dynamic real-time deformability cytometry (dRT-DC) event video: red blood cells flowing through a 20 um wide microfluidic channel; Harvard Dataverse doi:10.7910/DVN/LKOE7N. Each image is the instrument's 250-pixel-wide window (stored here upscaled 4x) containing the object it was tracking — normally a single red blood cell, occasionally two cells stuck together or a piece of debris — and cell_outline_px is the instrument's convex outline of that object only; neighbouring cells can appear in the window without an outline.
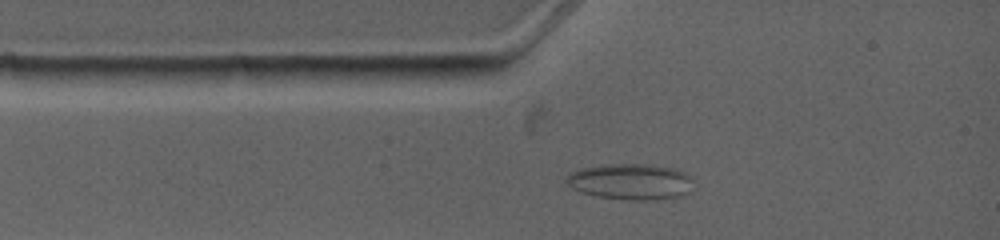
{"species": "common noctule bat (a hibernating species)", "species_latin": "Nyctalus noctula", "temperature_condition": "warm", "stored_images_in_passage": 3, "camera_frame_rate_fps": 4500, "um_per_image_px": 0.085, "animal": {"sex": "female", "body_mass_g": 19.0, "forearm_length_mm": 53.3}, "frame": {"image": 1, "passage_image": 2, "time_ms": 0.889, "image_size_px": [1000, 240], "cell_outline_px": [[688, 192], [684, 196], [648, 200], [624, 200], [596, 196], [580, 192], [572, 188], [564, 180], [568, 172], [580, 168], [600, 164], [652, 164], [672, 168], [684, 172], [688, 176]], "centroid_in_image_um": [53.49, 15.43], "position_along_channel_um": 31.5, "area_um2": 26.7}}